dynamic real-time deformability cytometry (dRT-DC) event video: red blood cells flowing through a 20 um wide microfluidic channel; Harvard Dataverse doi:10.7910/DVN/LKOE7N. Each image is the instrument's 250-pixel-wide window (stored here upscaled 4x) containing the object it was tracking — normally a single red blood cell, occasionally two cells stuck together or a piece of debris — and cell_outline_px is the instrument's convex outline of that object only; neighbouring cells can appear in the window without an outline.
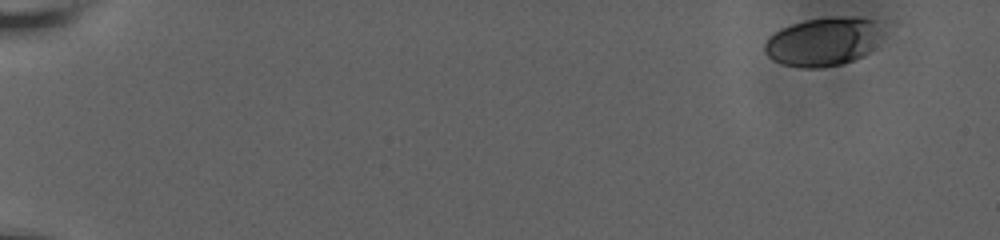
{"species": "human", "species_latin": "Homo sapiens", "temperature_condition": "room temperature", "stored_images_in_passage": 33, "camera_frame_rate_fps": 3000, "um_per_image_px": 0.085, "donor": {"sex": "male"}, "frame": {"image": 1, "passage_image": 1, "time_ms": 0.0, "image_size_px": [1000, 240], "cell_outline_px": [[880, 24], [868, 52], [864, 56], [840, 64], [816, 68], [804, 68], [784, 64], [772, 60], [764, 52], [764, 44], [768, 36], [780, 28], [804, 20], [880, 20]], "centroid_in_image_um": [69.8, 3.6], "position_along_channel_um": 15.2, "area_um2": 31.67}}
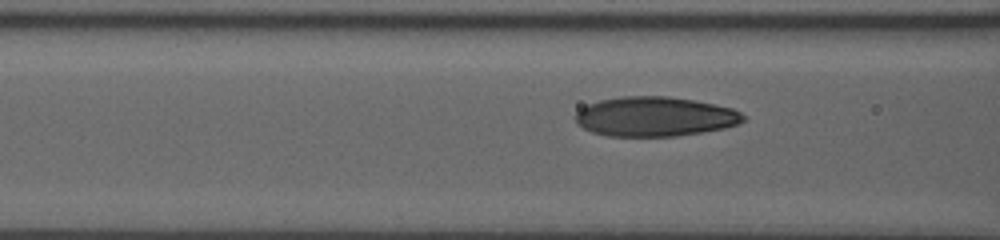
{"frame": {"image": 2, "passage_image": 24, "time_ms": 7.667, "image_size_px": [1000, 240], "cell_outline_px": [[744, 120], [736, 124], [724, 128], [676, 136], [608, 136], [592, 132], [584, 128], [576, 120], [576, 112], [580, 108], [588, 104], [600, 100], [624, 96], [668, 96], [692, 100], [732, 108], [740, 112], [744, 116]], "centroid_in_image_um": [55.64, 9.91], "position_along_channel_um": 111.0, "area_um2": 38.38}}
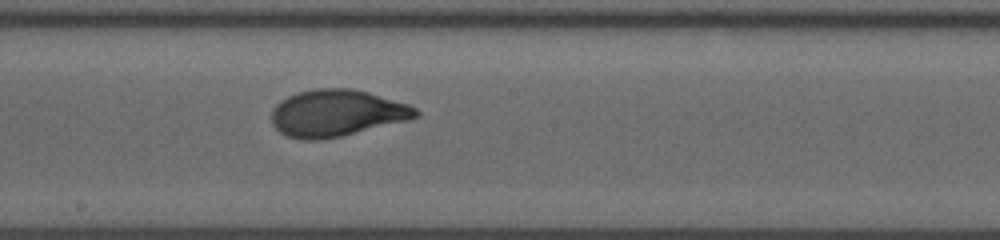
{"frame": {"image": 3, "passage_image": 33, "time_ms": 10.667, "image_size_px": [1000, 240], "cell_outline_px": [[420, 116], [408, 120], [340, 136], [320, 140], [300, 140], [288, 136], [280, 132], [272, 124], [272, 108], [280, 100], [296, 92], [316, 88], [352, 88], [368, 92], [408, 104], [416, 108], [420, 112]], "centroid_in_image_um": [28.6, 9.61], "position_along_channel_um": 219.6, "area_um2": 39.36}}